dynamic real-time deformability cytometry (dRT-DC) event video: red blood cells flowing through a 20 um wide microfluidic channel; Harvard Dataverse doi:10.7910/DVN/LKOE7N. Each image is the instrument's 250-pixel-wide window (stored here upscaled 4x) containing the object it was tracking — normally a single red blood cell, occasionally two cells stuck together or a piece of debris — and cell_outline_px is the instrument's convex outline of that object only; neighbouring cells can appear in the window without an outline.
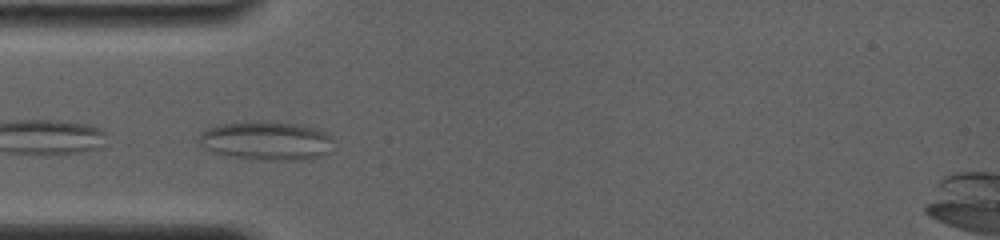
{"species": "common noctule bat (a hibernating species)", "species_latin": "Nyctalus noctula", "temperature_condition": "room temperature", "stored_images_in_passage": 48, "camera_frame_rate_fps": 4000, "um_per_image_px": 0.085, "animal": {"sex": "female", "body_mass_g": 19.0, "forearm_length_mm": 56.7}, "frame": {"image": 1, "passage_image": 3, "time_ms": 0.5, "image_size_px": [1000, 240], "cell_outline_px": [[332, 152], [312, 160], [272, 160], [240, 156], [212, 152], [204, 148], [196, 140], [200, 132], [208, 128], [220, 124], [256, 120], [268, 120], [296, 124], [320, 128], [332, 136]], "centroid_in_image_um": [22.71, 11.94], "position_along_channel_um": 62.3, "area_um2": 30.98}}
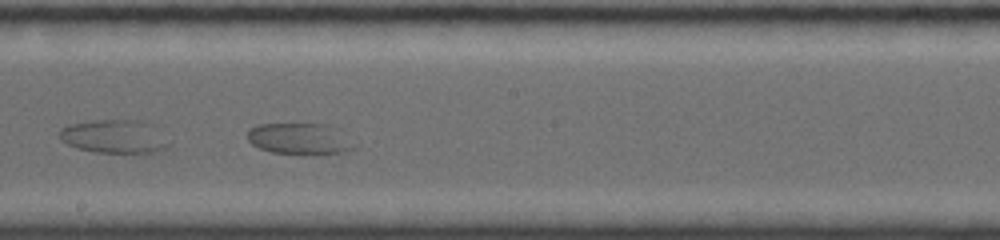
{"frame": {"image": 2, "passage_image": 26, "time_ms": 5.0, "image_size_px": [1000, 240], "cell_outline_px": [[356, 144], [348, 152], [312, 156], [272, 152], [260, 148], [252, 144], [248, 140], [248, 132], [252, 128], [260, 124], [328, 124]], "centroid_in_image_um": [25.49, 11.83], "position_along_channel_um": 222.7, "area_um2": 19.59}}
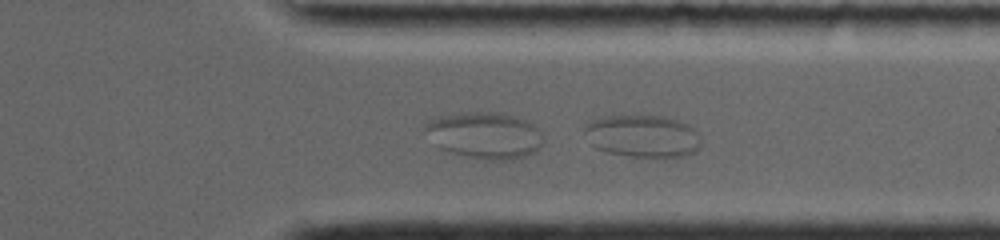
{"frame": {"image": 3, "passage_image": 45, "time_ms": 8.75, "image_size_px": [1000, 240], "cell_outline_px": [[700, 148], [684, 156], [632, 156], [608, 152], [596, 148], [592, 144], [584, 132], [584, 128], [592, 120], [604, 116], [664, 116], [676, 120], [692, 128], [696, 132], [700, 140]], "centroid_in_image_um": [54.6, 11.56], "position_along_channel_um": 356.8, "area_um2": 28.15}}